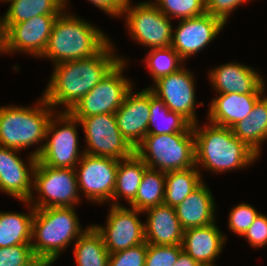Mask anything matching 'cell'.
<instances>
[{"mask_svg":"<svg viewBox=\"0 0 267 266\" xmlns=\"http://www.w3.org/2000/svg\"><path fill=\"white\" fill-rule=\"evenodd\" d=\"M111 41L97 54L87 59L67 61L54 65V70L43 93L49 105L55 109L63 105L69 112L81 98L92 90L123 60L114 54Z\"/></svg>","mask_w":267,"mask_h":266,"instance_id":"6da1fadb","label":"cell"},{"mask_svg":"<svg viewBox=\"0 0 267 266\" xmlns=\"http://www.w3.org/2000/svg\"><path fill=\"white\" fill-rule=\"evenodd\" d=\"M204 126L201 129L198 122L193 125L198 169L204 167L213 173H225L245 168L258 160L259 155L235 136L231 128L210 122Z\"/></svg>","mask_w":267,"mask_h":266,"instance_id":"7a4b0ae2","label":"cell"},{"mask_svg":"<svg viewBox=\"0 0 267 266\" xmlns=\"http://www.w3.org/2000/svg\"><path fill=\"white\" fill-rule=\"evenodd\" d=\"M66 11V12H65ZM64 10L54 21L48 45L41 58L54 64L87 59L99 53L110 38L86 20Z\"/></svg>","mask_w":267,"mask_h":266,"instance_id":"3957f363","label":"cell"},{"mask_svg":"<svg viewBox=\"0 0 267 266\" xmlns=\"http://www.w3.org/2000/svg\"><path fill=\"white\" fill-rule=\"evenodd\" d=\"M74 207L35 209L32 221V250L36 258L51 266L85 231ZM74 239V240H73Z\"/></svg>","mask_w":267,"mask_h":266,"instance_id":"277c9868","label":"cell"},{"mask_svg":"<svg viewBox=\"0 0 267 266\" xmlns=\"http://www.w3.org/2000/svg\"><path fill=\"white\" fill-rule=\"evenodd\" d=\"M37 103L34 107L0 106V146L20 151L43 143L49 120L56 111L43 96Z\"/></svg>","mask_w":267,"mask_h":266,"instance_id":"5b68a950","label":"cell"},{"mask_svg":"<svg viewBox=\"0 0 267 266\" xmlns=\"http://www.w3.org/2000/svg\"><path fill=\"white\" fill-rule=\"evenodd\" d=\"M135 153L148 168L164 173L195 167L194 132L147 134Z\"/></svg>","mask_w":267,"mask_h":266,"instance_id":"8992f818","label":"cell"},{"mask_svg":"<svg viewBox=\"0 0 267 266\" xmlns=\"http://www.w3.org/2000/svg\"><path fill=\"white\" fill-rule=\"evenodd\" d=\"M78 125H81L80 121L69 112L53 114L47 125L44 143L31 154L43 165L75 169L84 154L78 149Z\"/></svg>","mask_w":267,"mask_h":266,"instance_id":"52a82bcc","label":"cell"},{"mask_svg":"<svg viewBox=\"0 0 267 266\" xmlns=\"http://www.w3.org/2000/svg\"><path fill=\"white\" fill-rule=\"evenodd\" d=\"M34 189L40 195L36 199L32 195L28 200L34 209L75 207L80 203L77 176L73 168H53L37 160L33 172Z\"/></svg>","mask_w":267,"mask_h":266,"instance_id":"ba28073f","label":"cell"},{"mask_svg":"<svg viewBox=\"0 0 267 266\" xmlns=\"http://www.w3.org/2000/svg\"><path fill=\"white\" fill-rule=\"evenodd\" d=\"M127 0L122 15L126 17L128 32L136 42L151 49L171 46L173 25L171 19L149 1L131 5Z\"/></svg>","mask_w":267,"mask_h":266,"instance_id":"9c48e42d","label":"cell"},{"mask_svg":"<svg viewBox=\"0 0 267 266\" xmlns=\"http://www.w3.org/2000/svg\"><path fill=\"white\" fill-rule=\"evenodd\" d=\"M126 65V59L120 61L69 113L79 121L88 116L115 113L134 86L122 74Z\"/></svg>","mask_w":267,"mask_h":266,"instance_id":"30bf717a","label":"cell"},{"mask_svg":"<svg viewBox=\"0 0 267 266\" xmlns=\"http://www.w3.org/2000/svg\"><path fill=\"white\" fill-rule=\"evenodd\" d=\"M80 123L87 144L85 154L121 160L135 152L122 136L114 113L84 117Z\"/></svg>","mask_w":267,"mask_h":266,"instance_id":"8fae6325","label":"cell"},{"mask_svg":"<svg viewBox=\"0 0 267 266\" xmlns=\"http://www.w3.org/2000/svg\"><path fill=\"white\" fill-rule=\"evenodd\" d=\"M118 164L119 160L113 158L82 155L75 172L78 189L87 200L100 204L112 202Z\"/></svg>","mask_w":267,"mask_h":266,"instance_id":"7c38bea8","label":"cell"},{"mask_svg":"<svg viewBox=\"0 0 267 266\" xmlns=\"http://www.w3.org/2000/svg\"><path fill=\"white\" fill-rule=\"evenodd\" d=\"M106 225L93 226L102 235L104 245L110 254L145 243L144 223L137 217L143 211L110 205Z\"/></svg>","mask_w":267,"mask_h":266,"instance_id":"4fadbf2b","label":"cell"},{"mask_svg":"<svg viewBox=\"0 0 267 266\" xmlns=\"http://www.w3.org/2000/svg\"><path fill=\"white\" fill-rule=\"evenodd\" d=\"M195 78L185 66L178 71L158 78L153 87H148L165 105L185 117L192 125L196 124Z\"/></svg>","mask_w":267,"mask_h":266,"instance_id":"5bb4252c","label":"cell"},{"mask_svg":"<svg viewBox=\"0 0 267 266\" xmlns=\"http://www.w3.org/2000/svg\"><path fill=\"white\" fill-rule=\"evenodd\" d=\"M57 16L38 15L20 23H4L7 54L18 51L42 57Z\"/></svg>","mask_w":267,"mask_h":266,"instance_id":"9a60e30c","label":"cell"},{"mask_svg":"<svg viewBox=\"0 0 267 266\" xmlns=\"http://www.w3.org/2000/svg\"><path fill=\"white\" fill-rule=\"evenodd\" d=\"M225 24L209 13L181 19L172 32L171 47L184 61L204 49L220 33Z\"/></svg>","mask_w":267,"mask_h":266,"instance_id":"2e32d148","label":"cell"},{"mask_svg":"<svg viewBox=\"0 0 267 266\" xmlns=\"http://www.w3.org/2000/svg\"><path fill=\"white\" fill-rule=\"evenodd\" d=\"M17 152L20 151L0 146V190L23 202L34 194L33 172L37 157L30 153L29 164H25Z\"/></svg>","mask_w":267,"mask_h":266,"instance_id":"e0dca14e","label":"cell"},{"mask_svg":"<svg viewBox=\"0 0 267 266\" xmlns=\"http://www.w3.org/2000/svg\"><path fill=\"white\" fill-rule=\"evenodd\" d=\"M114 114L122 136L135 149L148 134L150 89L139 93L131 89Z\"/></svg>","mask_w":267,"mask_h":266,"instance_id":"ac0fdd59","label":"cell"},{"mask_svg":"<svg viewBox=\"0 0 267 266\" xmlns=\"http://www.w3.org/2000/svg\"><path fill=\"white\" fill-rule=\"evenodd\" d=\"M259 74L250 66L230 62L212 68L208 75L218 94H264L265 82Z\"/></svg>","mask_w":267,"mask_h":266,"instance_id":"d6986e66","label":"cell"},{"mask_svg":"<svg viewBox=\"0 0 267 266\" xmlns=\"http://www.w3.org/2000/svg\"><path fill=\"white\" fill-rule=\"evenodd\" d=\"M225 241L226 236L215 221L207 226L185 230L181 246L200 266H215L214 260L223 251Z\"/></svg>","mask_w":267,"mask_h":266,"instance_id":"ffe728a7","label":"cell"},{"mask_svg":"<svg viewBox=\"0 0 267 266\" xmlns=\"http://www.w3.org/2000/svg\"><path fill=\"white\" fill-rule=\"evenodd\" d=\"M146 212V213H145ZM147 215L144 224L145 241L153 245H181L184 230L174 207L165 204L143 211Z\"/></svg>","mask_w":267,"mask_h":266,"instance_id":"44dd1931","label":"cell"},{"mask_svg":"<svg viewBox=\"0 0 267 266\" xmlns=\"http://www.w3.org/2000/svg\"><path fill=\"white\" fill-rule=\"evenodd\" d=\"M216 204L206 183H202L175 208L183 230L210 225L215 220Z\"/></svg>","mask_w":267,"mask_h":266,"instance_id":"7402d4cb","label":"cell"},{"mask_svg":"<svg viewBox=\"0 0 267 266\" xmlns=\"http://www.w3.org/2000/svg\"><path fill=\"white\" fill-rule=\"evenodd\" d=\"M260 95L263 94H218L210 103L208 121L232 128L249 115Z\"/></svg>","mask_w":267,"mask_h":266,"instance_id":"603a6c76","label":"cell"},{"mask_svg":"<svg viewBox=\"0 0 267 266\" xmlns=\"http://www.w3.org/2000/svg\"><path fill=\"white\" fill-rule=\"evenodd\" d=\"M231 129L235 136L260 155V144L267 140V96H261L249 115Z\"/></svg>","mask_w":267,"mask_h":266,"instance_id":"cb8c5ba5","label":"cell"},{"mask_svg":"<svg viewBox=\"0 0 267 266\" xmlns=\"http://www.w3.org/2000/svg\"><path fill=\"white\" fill-rule=\"evenodd\" d=\"M147 168V165L135 152L130 157L119 160L116 184L112 196L113 202L110 205L121 206L116 199L122 197L130 204L135 199Z\"/></svg>","mask_w":267,"mask_h":266,"instance_id":"d4e9b609","label":"cell"},{"mask_svg":"<svg viewBox=\"0 0 267 266\" xmlns=\"http://www.w3.org/2000/svg\"><path fill=\"white\" fill-rule=\"evenodd\" d=\"M23 203L28 205V214L0 211V248L32 243V221L35 209L28 201Z\"/></svg>","mask_w":267,"mask_h":266,"instance_id":"484cf974","label":"cell"},{"mask_svg":"<svg viewBox=\"0 0 267 266\" xmlns=\"http://www.w3.org/2000/svg\"><path fill=\"white\" fill-rule=\"evenodd\" d=\"M193 125L181 114L171 111L150 90V117L148 134L190 133Z\"/></svg>","mask_w":267,"mask_h":266,"instance_id":"4316f807","label":"cell"},{"mask_svg":"<svg viewBox=\"0 0 267 266\" xmlns=\"http://www.w3.org/2000/svg\"><path fill=\"white\" fill-rule=\"evenodd\" d=\"M10 6L2 16L4 23H20L38 15H60L67 0H9Z\"/></svg>","mask_w":267,"mask_h":266,"instance_id":"83f0119b","label":"cell"},{"mask_svg":"<svg viewBox=\"0 0 267 266\" xmlns=\"http://www.w3.org/2000/svg\"><path fill=\"white\" fill-rule=\"evenodd\" d=\"M201 176L202 173L196 166L185 170L167 172L163 204L176 207L182 203L188 195L204 182Z\"/></svg>","mask_w":267,"mask_h":266,"instance_id":"f1b7e54d","label":"cell"},{"mask_svg":"<svg viewBox=\"0 0 267 266\" xmlns=\"http://www.w3.org/2000/svg\"><path fill=\"white\" fill-rule=\"evenodd\" d=\"M75 242L73 253L78 266H108L110 253L93 225L88 226Z\"/></svg>","mask_w":267,"mask_h":266,"instance_id":"f546056e","label":"cell"},{"mask_svg":"<svg viewBox=\"0 0 267 266\" xmlns=\"http://www.w3.org/2000/svg\"><path fill=\"white\" fill-rule=\"evenodd\" d=\"M166 173L147 168L143 174L131 208L144 211L150 207L162 205L165 197Z\"/></svg>","mask_w":267,"mask_h":266,"instance_id":"4dcf8cb0","label":"cell"},{"mask_svg":"<svg viewBox=\"0 0 267 266\" xmlns=\"http://www.w3.org/2000/svg\"><path fill=\"white\" fill-rule=\"evenodd\" d=\"M146 60V61H145ZM154 81L172 74L183 67L184 62L179 54L170 46L166 48L150 49L144 59Z\"/></svg>","mask_w":267,"mask_h":266,"instance_id":"1f68e13d","label":"cell"},{"mask_svg":"<svg viewBox=\"0 0 267 266\" xmlns=\"http://www.w3.org/2000/svg\"><path fill=\"white\" fill-rule=\"evenodd\" d=\"M153 3L170 19H188L206 13V0H155Z\"/></svg>","mask_w":267,"mask_h":266,"instance_id":"d6a6232c","label":"cell"},{"mask_svg":"<svg viewBox=\"0 0 267 266\" xmlns=\"http://www.w3.org/2000/svg\"><path fill=\"white\" fill-rule=\"evenodd\" d=\"M37 260L31 244L0 248V266H32Z\"/></svg>","mask_w":267,"mask_h":266,"instance_id":"836d02e7","label":"cell"},{"mask_svg":"<svg viewBox=\"0 0 267 266\" xmlns=\"http://www.w3.org/2000/svg\"><path fill=\"white\" fill-rule=\"evenodd\" d=\"M182 251L181 245L147 244L145 266H174Z\"/></svg>","mask_w":267,"mask_h":266,"instance_id":"e575fe53","label":"cell"},{"mask_svg":"<svg viewBox=\"0 0 267 266\" xmlns=\"http://www.w3.org/2000/svg\"><path fill=\"white\" fill-rule=\"evenodd\" d=\"M258 215L259 212L250 204H238L229 213V230L242 237Z\"/></svg>","mask_w":267,"mask_h":266,"instance_id":"d590c367","label":"cell"},{"mask_svg":"<svg viewBox=\"0 0 267 266\" xmlns=\"http://www.w3.org/2000/svg\"><path fill=\"white\" fill-rule=\"evenodd\" d=\"M147 243H142L126 250L109 255L108 266H145Z\"/></svg>","mask_w":267,"mask_h":266,"instance_id":"8d00e7d4","label":"cell"},{"mask_svg":"<svg viewBox=\"0 0 267 266\" xmlns=\"http://www.w3.org/2000/svg\"><path fill=\"white\" fill-rule=\"evenodd\" d=\"M253 248L263 247L267 244V216L259 213L252 225L243 235Z\"/></svg>","mask_w":267,"mask_h":266,"instance_id":"74e56055","label":"cell"},{"mask_svg":"<svg viewBox=\"0 0 267 266\" xmlns=\"http://www.w3.org/2000/svg\"><path fill=\"white\" fill-rule=\"evenodd\" d=\"M249 0H206V12L221 20L225 25L229 15L242 3Z\"/></svg>","mask_w":267,"mask_h":266,"instance_id":"f35d334b","label":"cell"},{"mask_svg":"<svg viewBox=\"0 0 267 266\" xmlns=\"http://www.w3.org/2000/svg\"><path fill=\"white\" fill-rule=\"evenodd\" d=\"M111 17L122 16L127 0H88Z\"/></svg>","mask_w":267,"mask_h":266,"instance_id":"ab89813d","label":"cell"},{"mask_svg":"<svg viewBox=\"0 0 267 266\" xmlns=\"http://www.w3.org/2000/svg\"><path fill=\"white\" fill-rule=\"evenodd\" d=\"M174 266H200L186 252L182 251Z\"/></svg>","mask_w":267,"mask_h":266,"instance_id":"60d3db41","label":"cell"},{"mask_svg":"<svg viewBox=\"0 0 267 266\" xmlns=\"http://www.w3.org/2000/svg\"><path fill=\"white\" fill-rule=\"evenodd\" d=\"M0 52L7 54L6 52V34H0Z\"/></svg>","mask_w":267,"mask_h":266,"instance_id":"b9f144b4","label":"cell"},{"mask_svg":"<svg viewBox=\"0 0 267 266\" xmlns=\"http://www.w3.org/2000/svg\"><path fill=\"white\" fill-rule=\"evenodd\" d=\"M0 34H6V29L2 17H0Z\"/></svg>","mask_w":267,"mask_h":266,"instance_id":"7bdbcfd3","label":"cell"},{"mask_svg":"<svg viewBox=\"0 0 267 266\" xmlns=\"http://www.w3.org/2000/svg\"><path fill=\"white\" fill-rule=\"evenodd\" d=\"M32 266H48L45 262L37 260Z\"/></svg>","mask_w":267,"mask_h":266,"instance_id":"ee69618b","label":"cell"}]
</instances>
